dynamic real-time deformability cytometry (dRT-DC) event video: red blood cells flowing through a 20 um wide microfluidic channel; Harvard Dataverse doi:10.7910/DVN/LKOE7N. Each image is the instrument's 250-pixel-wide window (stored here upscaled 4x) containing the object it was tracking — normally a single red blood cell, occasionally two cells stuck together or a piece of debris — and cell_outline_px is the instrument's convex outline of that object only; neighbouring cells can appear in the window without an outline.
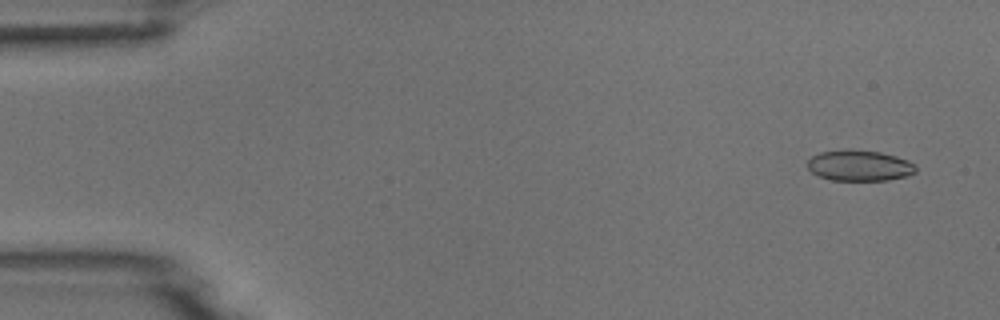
{"species": "common noctule bat (a hibernating species)", "species_latin": "Nyctalus noctula", "temperature_condition": "room temperature", "stored_images_in_passage": 54, "camera_frame_rate_fps": 3000, "um_per_image_px": 0.085, "animal": {"sex": "male", "body_mass_g": 18.8}, "frame": {"image": 1, "passage_image": 3, "time_ms": 0.667, "image_size_px": [1000, 320], "cell_outline_px": [[916, 172], [908, 176], [888, 180], [832, 180], [820, 176], [812, 172], [808, 168], [808, 160], [812, 156], [820, 152], [848, 148], [880, 152], [896, 156], [908, 160], [916, 164]], "centroid_in_image_um": [73.08, 14.06], "position_along_channel_um": 11.9, "area_um2": 19.65}}
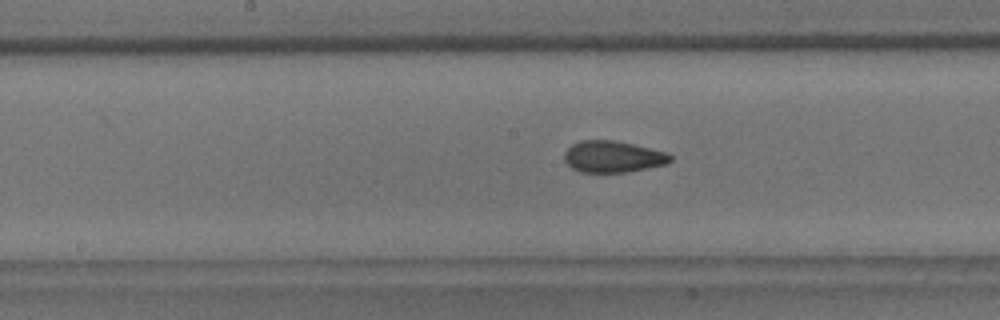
{"frame": {"image": 2, "passage_image": 27, "time_ms": 8.667, "image_size_px": [1000, 320], "cell_outline_px": [[672, 160], [668, 164], [628, 172], [580, 172], [572, 168], [564, 160], [564, 152], [572, 144], [580, 140], [612, 140], [632, 144], [664, 152], [672, 156]], "centroid_in_image_um": [52.08, 13.32], "position_along_channel_um": 196.1, "area_um2": 19.42}}
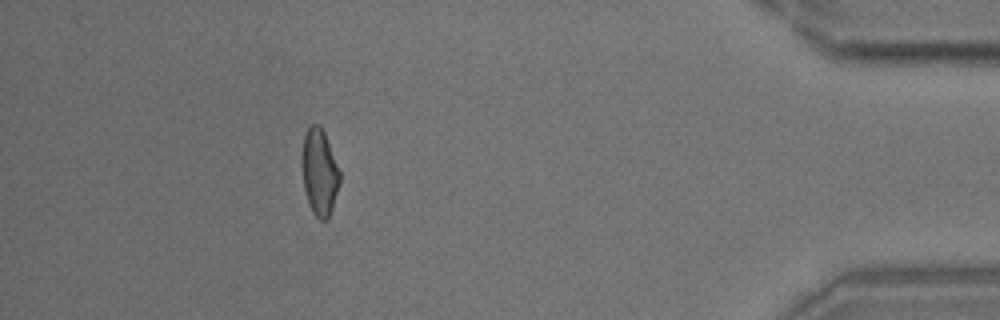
{"frame": {"image": 3, "passage_image": 48, "time_ms": 15.667, "image_size_px": [1000, 320], "cell_outline_px": [[340, 184], [328, 220], [320, 220], [312, 212], [308, 204], [304, 188], [304, 132], [312, 124], [320, 124], [324, 132], [340, 172]], "centroid_in_image_um": [27.19, 14.68], "position_along_channel_um": 408.0, "area_um2": 18.55}}